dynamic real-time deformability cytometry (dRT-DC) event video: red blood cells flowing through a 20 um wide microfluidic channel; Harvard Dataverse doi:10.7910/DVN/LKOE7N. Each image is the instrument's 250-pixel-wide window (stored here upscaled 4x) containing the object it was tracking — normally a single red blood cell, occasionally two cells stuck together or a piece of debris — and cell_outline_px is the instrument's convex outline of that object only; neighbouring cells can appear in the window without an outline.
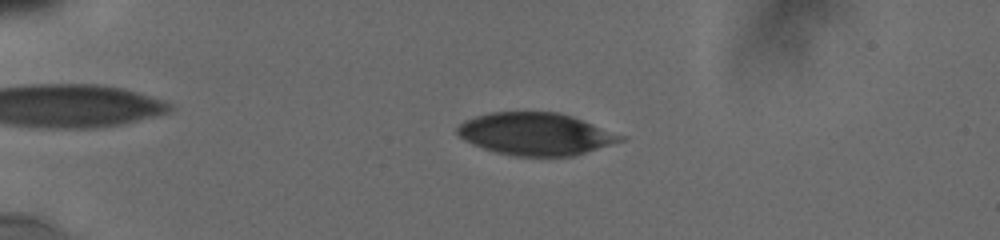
{"species": "human", "species_latin": "Homo sapiens", "temperature_condition": "cold", "stored_images_in_passage": 27, "camera_frame_rate_fps": 3000, "um_per_image_px": 0.085, "donor": {"sex": "male"}, "frame": {"image": 1, "passage_image": 19, "time_ms": 4.333, "image_size_px": [1000, 240], "cell_outline_px": [[628, 140], [572, 156], [512, 156], [496, 152], [472, 144], [464, 140], [456, 132], [456, 128], [464, 120], [476, 116], [492, 112], [556, 112], [572, 116], [628, 136]], "centroid_in_image_um": [45.58, 11.39], "position_along_channel_um": 39.4, "area_um2": 40.52}}